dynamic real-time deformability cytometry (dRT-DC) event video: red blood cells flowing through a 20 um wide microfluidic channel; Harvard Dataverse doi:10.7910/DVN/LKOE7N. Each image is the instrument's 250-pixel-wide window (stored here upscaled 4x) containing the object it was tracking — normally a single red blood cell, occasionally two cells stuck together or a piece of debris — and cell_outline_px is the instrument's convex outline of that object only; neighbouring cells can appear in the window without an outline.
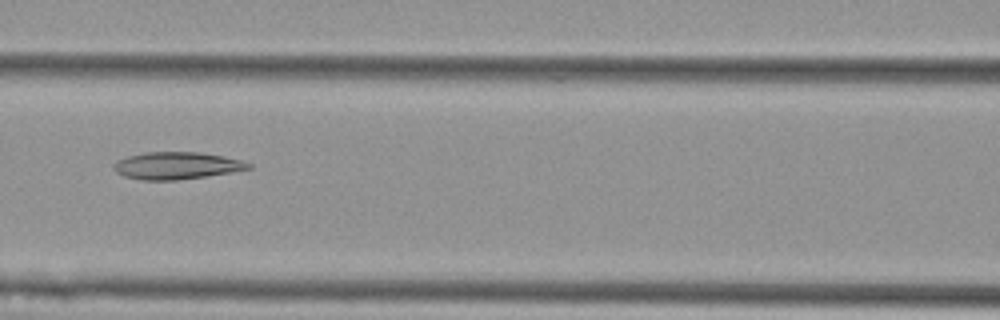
{"species": "Egyptian fruit bat (a non-hibernating species)", "species_latin": "Rousettus aegyptiacus", "temperature_condition": "cold", "stored_images_in_passage": 7, "camera_frame_rate_fps": 3000, "um_per_image_px": 0.085, "animal": {"sex": "female"}, "frame": {"image": 1, "passage_image": 7, "time_ms": 2.0, "image_size_px": [1000, 320], "cell_outline_px": [[252, 168], [208, 176], [176, 180], [140, 180], [124, 176], [116, 172], [112, 168], [112, 164], [116, 160], [128, 156], [144, 152], [200, 152], [224, 156], [240, 160], [252, 164]], "centroid_in_image_um": [14.97, 14.07], "position_along_channel_um": 151.6, "area_um2": 21.5}}